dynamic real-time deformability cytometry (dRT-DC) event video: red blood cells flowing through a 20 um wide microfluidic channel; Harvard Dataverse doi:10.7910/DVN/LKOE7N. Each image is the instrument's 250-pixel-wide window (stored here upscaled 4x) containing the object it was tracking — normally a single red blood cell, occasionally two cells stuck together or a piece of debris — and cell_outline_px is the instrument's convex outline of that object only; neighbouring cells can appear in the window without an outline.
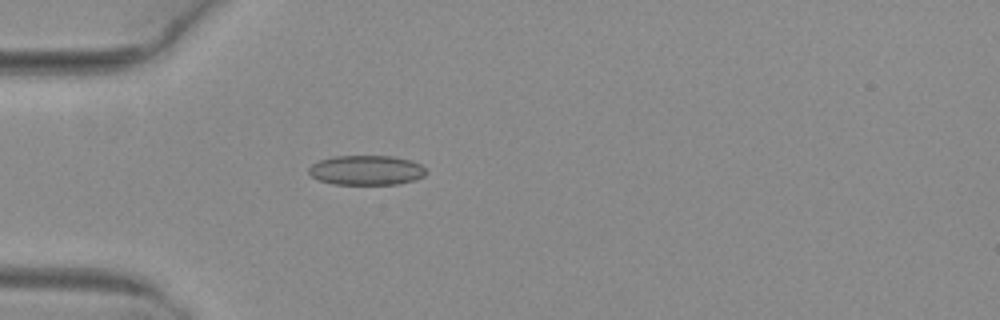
{"species": "common noctule bat (a hibernating species)", "species_latin": "Nyctalus noctula", "temperature_condition": "warm", "stored_images_in_passage": 5, "camera_frame_rate_fps": 3000, "um_per_image_px": 0.085, "animal": {"sex": "female", "body_mass_g": 29.2, "forearm_length_mm": 56.3}, "frame": {"image": 1, "passage_image": 5, "time_ms": 1.333, "image_size_px": [1000, 320], "cell_outline_px": [[428, 172], [424, 176], [416, 180], [396, 184], [332, 184], [320, 180], [312, 176], [308, 172], [308, 168], [312, 164], [320, 160], [336, 156], [392, 156], [412, 160], [420, 164]], "centroid_in_image_um": [31.17, 14.46], "position_along_channel_um": 53.8, "area_um2": 20.35}}